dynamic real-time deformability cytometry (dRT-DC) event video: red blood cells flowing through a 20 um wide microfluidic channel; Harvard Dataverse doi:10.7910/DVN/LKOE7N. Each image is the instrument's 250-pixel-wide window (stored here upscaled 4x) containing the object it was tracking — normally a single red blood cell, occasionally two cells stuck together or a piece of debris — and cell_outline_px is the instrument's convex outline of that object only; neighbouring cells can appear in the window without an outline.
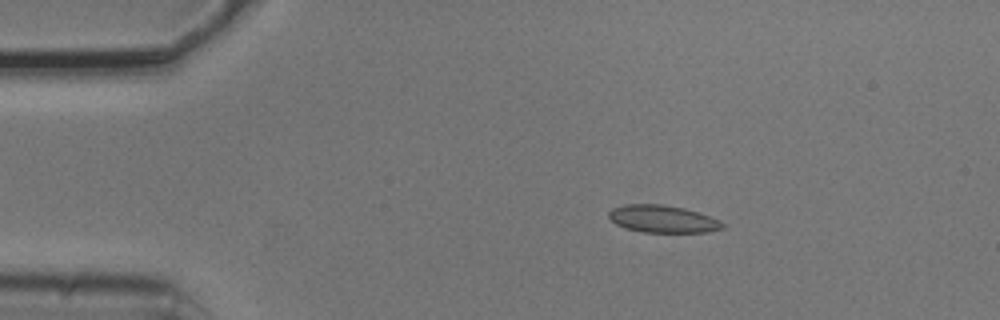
{"species": "common noctule bat (a hibernating species)", "species_latin": "Nyctalus noctula", "temperature_condition": "cold", "stored_images_in_passage": 5, "camera_frame_rate_fps": 3000, "um_per_image_px": 0.085, "animal": {"sex": "male", "body_mass_g": 20.5, "forearm_length_mm": 52.5}, "frame": {"image": 1, "passage_image": 3, "time_ms": 0.667, "image_size_px": [1000, 320], "cell_outline_px": [[724, 228], [708, 232], [644, 232], [628, 228], [616, 224], [608, 216], [608, 212], [612, 208], [628, 204], [660, 204], [684, 208], [700, 212], [720, 220], [724, 224]], "centroid_in_image_um": [56.37, 18.6], "position_along_channel_um": 28.6, "area_um2": 18.09}}
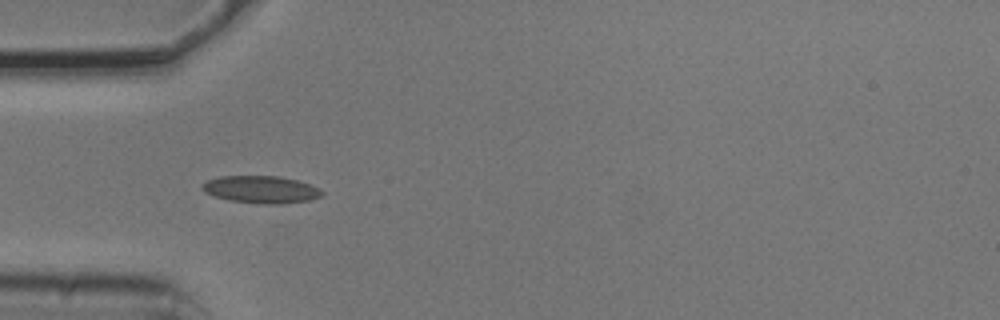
{"frame": {"image": 2, "passage_image": 5, "time_ms": 1.333, "image_size_px": [1000, 320], "cell_outline_px": [[324, 192], [320, 196], [308, 200], [284, 204], [260, 204], [228, 200], [204, 192], [200, 188], [208, 180], [220, 176], [280, 176], [296, 180], [320, 188]], "centroid_in_image_um": [22.19, 16.11], "position_along_channel_um": 62.8, "area_um2": 19.02}}